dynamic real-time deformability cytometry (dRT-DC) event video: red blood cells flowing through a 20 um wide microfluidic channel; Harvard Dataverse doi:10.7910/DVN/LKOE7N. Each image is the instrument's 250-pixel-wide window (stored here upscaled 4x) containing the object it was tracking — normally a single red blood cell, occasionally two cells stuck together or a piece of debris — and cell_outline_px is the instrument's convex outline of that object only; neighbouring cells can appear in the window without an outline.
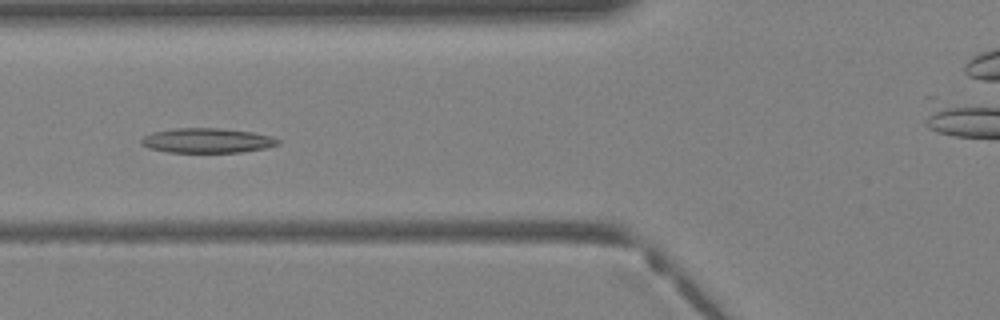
{"species": "Egyptian fruit bat (a non-hibernating species)", "species_latin": "Rousettus aegyptiacus", "temperature_condition": "warm", "stored_images_in_passage": 29, "camera_frame_rate_fps": 3000, "um_per_image_px": 0.085, "animal": {"sex": "female"}, "frame": {"image": 1, "passage_image": 4, "time_ms": 1.0, "image_size_px": [1000, 320], "cell_outline_px": [[280, 144], [268, 148], [240, 152], [168, 152], [148, 148], [140, 144], [140, 140], [144, 136], [152, 132], [176, 128], [220, 128], [252, 132], [272, 136], [280, 140]], "centroid_in_image_um": [17.62, 11.94], "position_along_channel_um": 108.2, "area_um2": 19.83}}
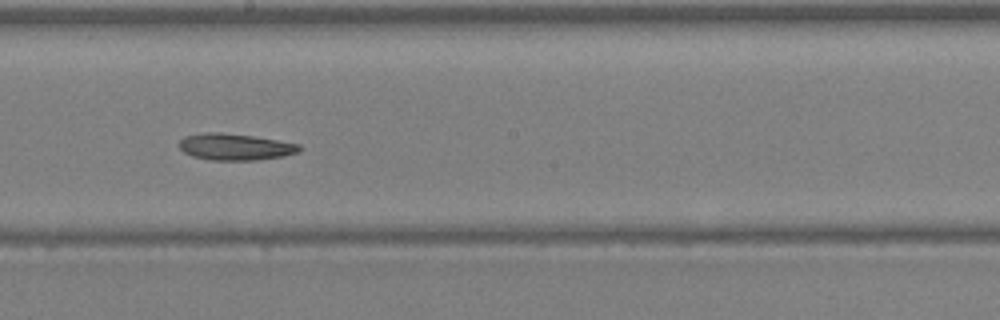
{"frame": {"image": 2, "passage_image": 11, "time_ms": 3.333, "image_size_px": [1000, 320], "cell_outline_px": [[300, 148], [296, 152], [284, 156], [256, 160], [212, 160], [192, 156], [184, 152], [180, 148], [180, 140], [184, 136], [204, 132], [220, 132], [252, 136], [300, 144]], "centroid_in_image_um": [19.95, 12.48], "position_along_channel_um": 228.2, "area_um2": 18.44}}
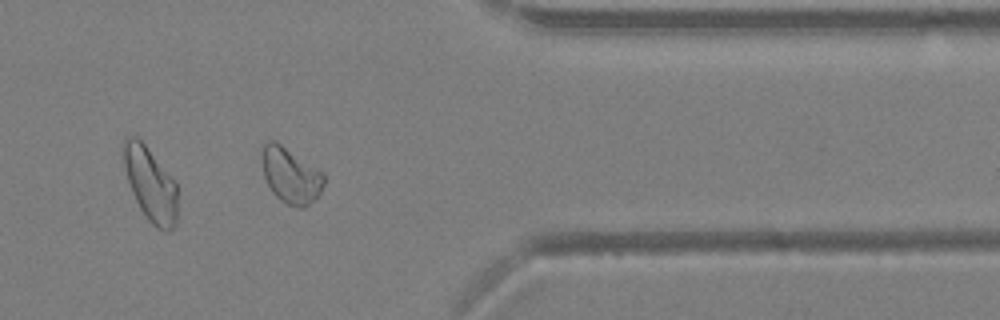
{"frame": {"image": 3, "passage_image": 21, "time_ms": 6.667, "image_size_px": [1000, 320], "cell_outline_px": [[324, 184], [320, 192], [304, 208], [296, 208], [280, 200], [272, 192], [264, 176], [260, 156], [264, 144], [268, 140], [276, 140], [324, 172]], "centroid_in_image_um": [24.69, 14.88], "position_along_channel_um": 386.7, "area_um2": 20.29}}